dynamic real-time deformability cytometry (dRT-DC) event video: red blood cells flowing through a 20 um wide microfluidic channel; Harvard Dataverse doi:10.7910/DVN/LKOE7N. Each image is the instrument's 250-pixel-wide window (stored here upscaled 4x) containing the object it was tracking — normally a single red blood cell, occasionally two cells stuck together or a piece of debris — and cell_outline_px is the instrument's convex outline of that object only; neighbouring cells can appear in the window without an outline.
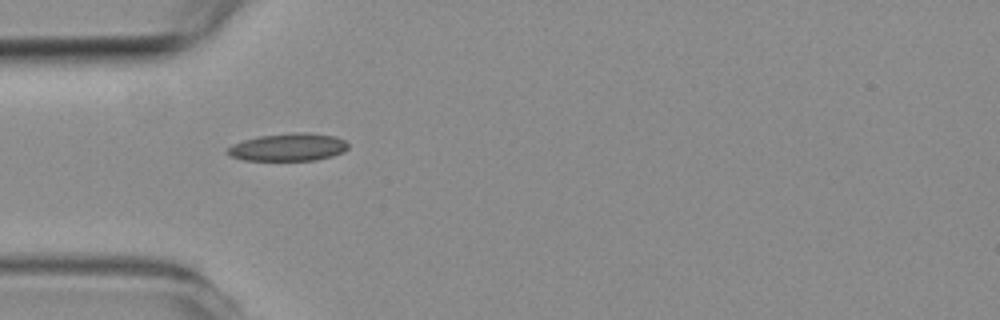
{"species": "common noctule bat (a hibernating species)", "species_latin": "Nyctalus noctula", "temperature_condition": "room temperature", "stored_images_in_passage": 2, "camera_frame_rate_fps": 3000, "um_per_image_px": 0.085, "animal": {"sex": "female", "body_mass_g": 19.3, "forearm_length_mm": 54.1}, "frame": {"image": 1, "passage_image": 1, "time_ms": 0.0, "image_size_px": [1000, 320], "cell_outline_px": [[348, 148], [344, 152], [332, 156], [316, 160], [244, 160], [232, 156], [224, 152], [232, 144], [244, 140], [260, 136], [296, 132], [308, 132], [336, 136], [344, 140], [348, 144]], "centroid_in_image_um": [24.53, 12.5], "position_along_channel_um": 60.5, "area_um2": 19.48}}
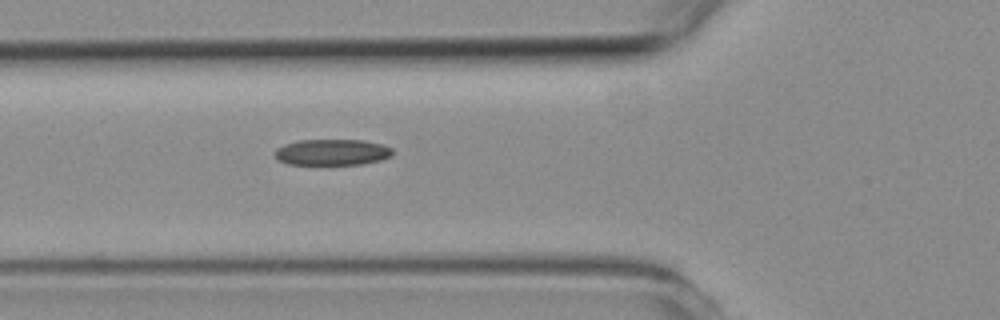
{"frame": {"image": 2, "passage_image": 2, "time_ms": 1.0, "image_size_px": [1000, 320], "cell_outline_px": [[392, 156], [380, 160], [364, 164], [288, 164], [276, 160], [276, 148], [284, 144], [300, 140], [364, 140], [380, 144], [392, 148]], "centroid_in_image_um": [28.22, 12.94], "position_along_channel_um": 97.6, "area_um2": 17.86}}